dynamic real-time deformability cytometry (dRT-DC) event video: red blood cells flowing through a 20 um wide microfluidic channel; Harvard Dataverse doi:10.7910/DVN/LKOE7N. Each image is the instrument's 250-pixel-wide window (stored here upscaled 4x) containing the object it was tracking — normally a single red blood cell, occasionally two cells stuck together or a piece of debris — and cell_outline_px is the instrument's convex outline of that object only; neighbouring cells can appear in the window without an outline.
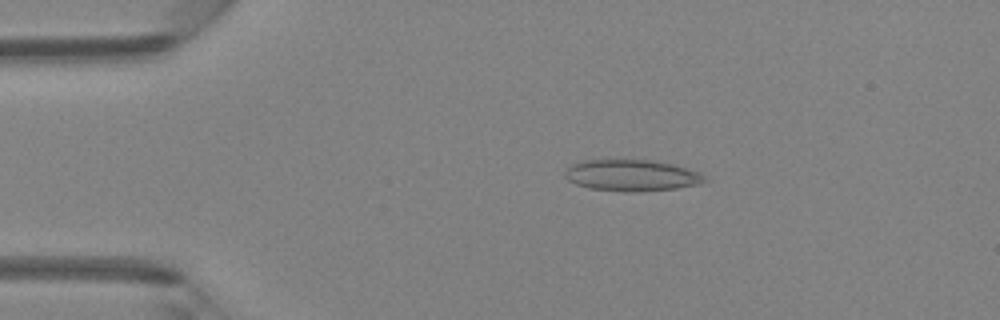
{"species": "Egyptian fruit bat (a non-hibernating species)", "species_latin": "Rousettus aegyptiacus", "temperature_condition": "room temperature", "stored_images_in_passage": 4, "camera_frame_rate_fps": 3000, "um_per_image_px": 0.085, "animal": {"sex": "female"}, "frame": {"image": 1, "passage_image": 3, "time_ms": 2.333, "image_size_px": [1000, 320], "cell_outline_px": [[712, 180], [700, 184], [676, 188], [632, 192], [628, 192], [588, 188], [576, 184], [568, 180], [564, 176], [564, 172], [572, 164], [580, 160], [656, 160], [672, 164], [700, 172]], "centroid_in_image_um": [53.73, 14.9], "position_along_channel_um": 31.3, "area_um2": 25.78}}